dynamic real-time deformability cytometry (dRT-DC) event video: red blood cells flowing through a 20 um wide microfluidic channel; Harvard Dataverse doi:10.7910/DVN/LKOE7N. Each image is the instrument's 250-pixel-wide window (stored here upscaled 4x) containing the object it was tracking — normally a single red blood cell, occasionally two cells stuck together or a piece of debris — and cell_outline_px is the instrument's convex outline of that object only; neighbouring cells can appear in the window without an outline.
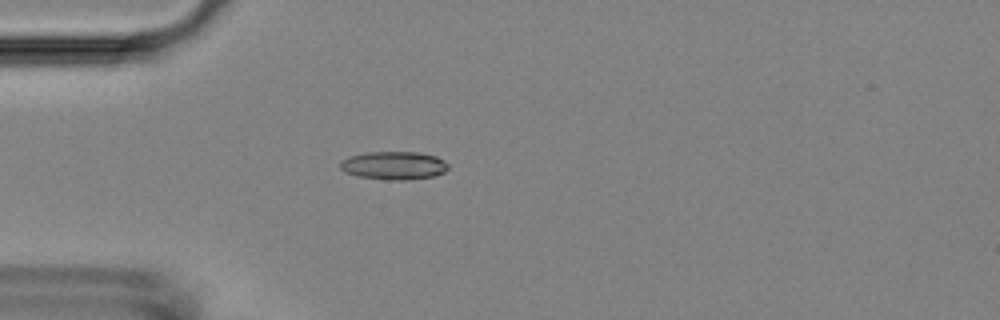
{"species": "Egyptian fruit bat (a non-hibernating species)", "species_latin": "Rousettus aegyptiacus", "temperature_condition": "room temperature", "stored_images_in_passage": 3, "camera_frame_rate_fps": 3000, "um_per_image_px": 0.085, "animal": {"sex": "female"}, "frame": {"image": 1, "passage_image": 3, "time_ms": 0.667, "image_size_px": [1000, 320], "cell_outline_px": [[448, 168], [444, 172], [432, 176], [408, 180], [388, 180], [356, 176], [344, 172], [340, 168], [340, 160], [348, 156], [368, 152], [420, 152], [436, 156], [444, 160], [448, 164]], "centroid_in_image_um": [33.45, 14.06], "position_along_channel_um": 51.6, "area_um2": 17.92}}